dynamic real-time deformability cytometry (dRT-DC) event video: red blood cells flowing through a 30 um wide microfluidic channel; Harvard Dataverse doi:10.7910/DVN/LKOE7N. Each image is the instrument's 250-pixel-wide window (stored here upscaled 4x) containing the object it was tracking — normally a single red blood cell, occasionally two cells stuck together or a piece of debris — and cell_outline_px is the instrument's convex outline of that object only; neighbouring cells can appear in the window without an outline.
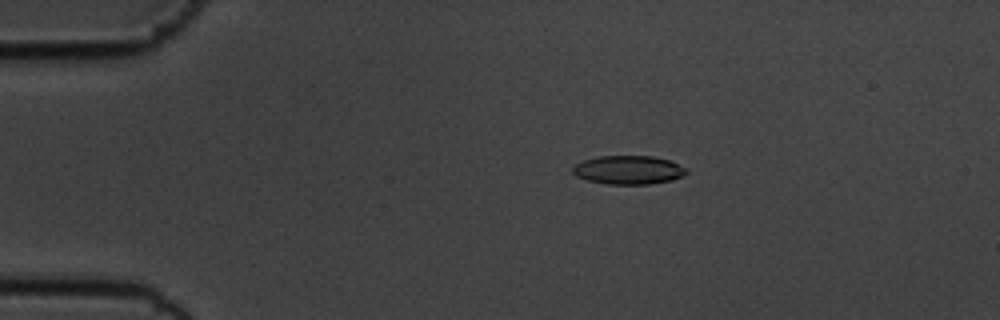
{"species": "common noctule bat (a hibernating species)", "species_latin": "Nyctalus noctula", "temperature_condition": "cold", "stored_images_in_passage": 58, "camera_frame_rate_fps": 3000, "um_per_image_px": 0.085, "animal": {"sex": "male", "body_mass_g": 19.5, "forearm_length_mm": 54.6}, "frame": {"image": 1, "passage_image": 12, "time_ms": 3.667, "image_size_px": [1000, 320], "cell_outline_px": [[688, 172], [672, 180], [648, 184], [608, 184], [588, 180], [576, 176], [572, 172], [572, 164], [584, 160], [600, 156], [652, 156], [668, 160], [688, 168]], "centroid_in_image_um": [53.39, 14.44], "position_along_channel_um": 31.6, "area_um2": 18.96}}
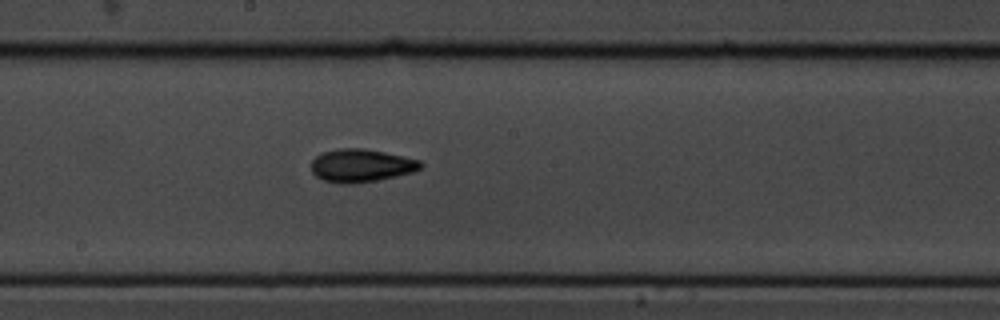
{"frame": {"image": 2, "passage_image": 32, "time_ms": 10.333, "image_size_px": [1000, 320], "cell_outline_px": [[424, 164], [420, 168], [412, 172], [396, 176], [376, 180], [352, 184], [340, 184], [324, 180], [316, 176], [312, 172], [312, 160], [316, 156], [324, 152], [340, 148], [360, 148], [384, 152], [420, 160]], "centroid_in_image_um": [30.69, 14.08], "position_along_channel_um": 217.5, "area_um2": 20.87}}
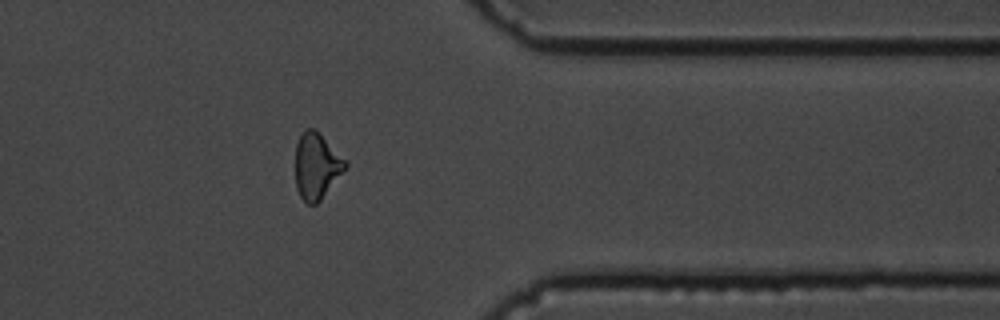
{"frame": {"image": 3, "passage_image": 47, "time_ms": 15.333, "image_size_px": [1000, 320], "cell_outline_px": [[348, 168], [320, 200], [316, 204], [308, 204], [300, 196], [296, 188], [296, 144], [300, 136], [308, 128], [312, 128], [348, 164]], "centroid_in_image_um": [26.9, 14.18], "position_along_channel_um": 384.5, "area_um2": 18.61}, "authors_computed_cell_mechanics": {"area_um2": 19.1607, "velocity_mm_per_s": 3.5592, "shape_relaxation_time_tau1_ms": 3.3193, "shape_relaxation_time_tau2_ms": 3.7603, "deformation_change_tau1": 0.1477, "deformation_change_tau2": 0.1116}}